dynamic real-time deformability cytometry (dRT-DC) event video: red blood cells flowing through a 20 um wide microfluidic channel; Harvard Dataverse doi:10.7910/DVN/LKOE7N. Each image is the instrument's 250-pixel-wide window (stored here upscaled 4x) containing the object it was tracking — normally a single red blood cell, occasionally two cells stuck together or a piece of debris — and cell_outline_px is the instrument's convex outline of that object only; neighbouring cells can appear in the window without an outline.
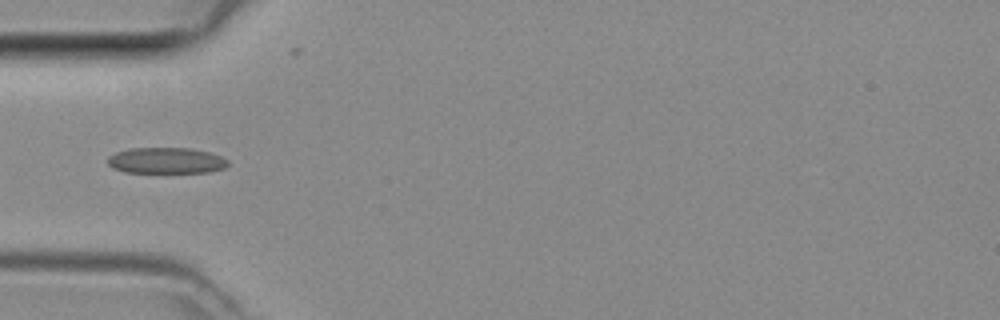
{"species": "common noctule bat (a hibernating species)", "species_latin": "Nyctalus noctula", "temperature_condition": "room temperature", "stored_images_in_passage": 5, "camera_frame_rate_fps": 3000, "um_per_image_px": 0.085, "animal": {"sex": "female", "body_mass_g": 29.2, "forearm_length_mm": 56.3}, "frame": {"image": 1, "passage_image": 5, "time_ms": 1.333, "image_size_px": [1000, 320], "cell_outline_px": [[228, 164], [224, 168], [208, 172], [124, 172], [112, 168], [108, 164], [108, 156], [116, 152], [132, 148], [192, 148], [208, 152], [220, 156], [228, 160]], "centroid_in_image_um": [14.11, 13.64], "position_along_channel_um": 70.9, "area_um2": 18.15}}